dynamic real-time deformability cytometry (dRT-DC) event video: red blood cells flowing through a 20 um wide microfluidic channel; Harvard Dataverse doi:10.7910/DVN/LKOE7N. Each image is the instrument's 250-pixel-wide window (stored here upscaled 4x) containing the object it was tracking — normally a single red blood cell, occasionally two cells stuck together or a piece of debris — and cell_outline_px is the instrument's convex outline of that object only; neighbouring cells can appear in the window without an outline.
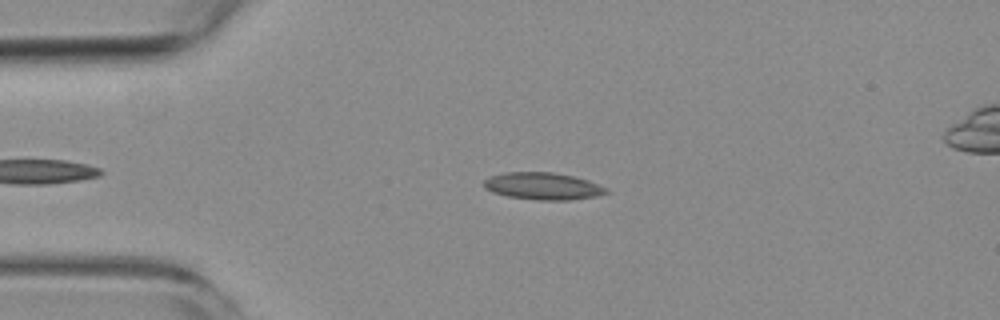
{"species": "common noctule bat (a hibernating species)", "species_latin": "Nyctalus noctula", "temperature_condition": "room temperature", "stored_images_in_passage": 6, "camera_frame_rate_fps": 3000, "um_per_image_px": 0.085, "animal": {"sex": "female", "body_mass_g": 19.3, "forearm_length_mm": 54.1}, "frame": {"image": 1, "passage_image": 4, "time_ms": 3.333, "image_size_px": [1000, 320], "cell_outline_px": [[612, 192], [596, 196], [568, 200], [540, 200], [508, 196], [492, 192], [484, 188], [484, 180], [488, 176], [504, 172], [552, 172], [572, 176], [588, 180], [608, 188]], "centroid_in_image_um": [46.15, 15.81], "position_along_channel_um": 38.8, "area_um2": 19.42}}
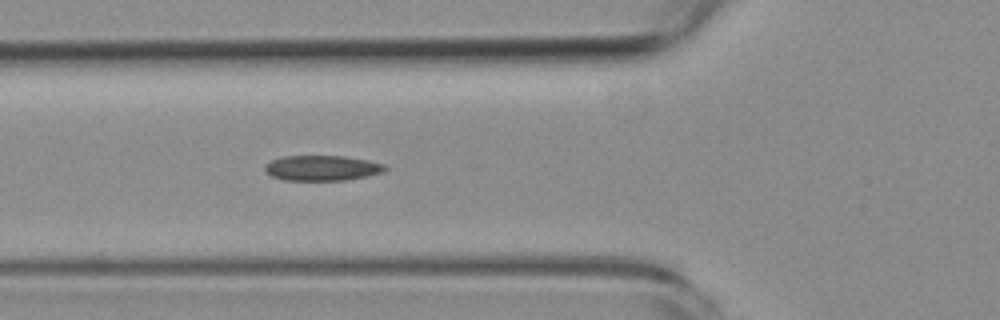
{"frame": {"image": 2, "passage_image": 6, "time_ms": 5.667, "image_size_px": [1000, 320], "cell_outline_px": [[388, 168], [384, 172], [344, 180], [284, 180], [272, 176], [264, 172], [264, 164], [272, 160], [284, 156], [344, 156], [368, 160], [384, 164]], "centroid_in_image_um": [27.35, 14.28], "position_along_channel_um": 98.5, "area_um2": 17.69}}